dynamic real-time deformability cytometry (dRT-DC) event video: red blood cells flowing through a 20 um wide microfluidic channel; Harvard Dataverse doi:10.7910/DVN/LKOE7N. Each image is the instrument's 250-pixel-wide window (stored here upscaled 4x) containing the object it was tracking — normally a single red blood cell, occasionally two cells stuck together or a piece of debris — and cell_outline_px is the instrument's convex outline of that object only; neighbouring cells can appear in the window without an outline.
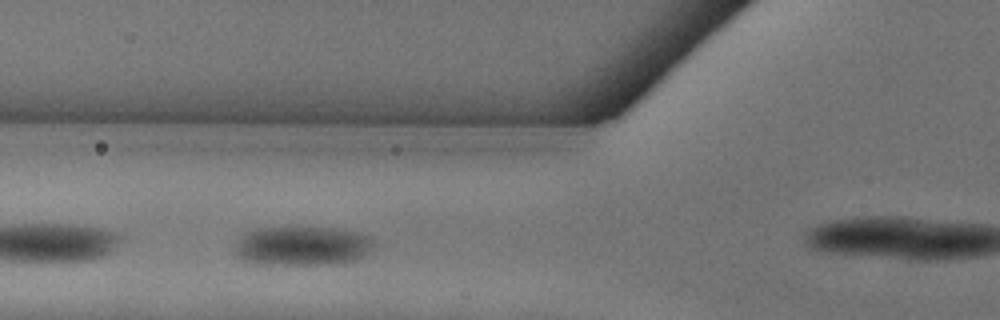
{"species": "common noctule bat (a hibernating species)", "species_latin": "Nyctalus noctula", "temperature_condition": "warm", "stored_images_in_passage": 11, "camera_frame_rate_fps": 3000, "um_per_image_px": 0.085, "animal": {"sex": "female"}, "frame": {"image": 1, "passage_image": 4, "time_ms": 1.0, "image_size_px": [1000, 320], "cell_outline_px": [[368, 244], [360, 256], [352, 260], [332, 264], [264, 264], [244, 260], [236, 252], [236, 248], [240, 236], [244, 232], [256, 228], [336, 228], [356, 232], [368, 236]], "centroid_in_image_um": [25.57, 20.89], "position_along_channel_um": 100.2, "area_um2": 30.58}}
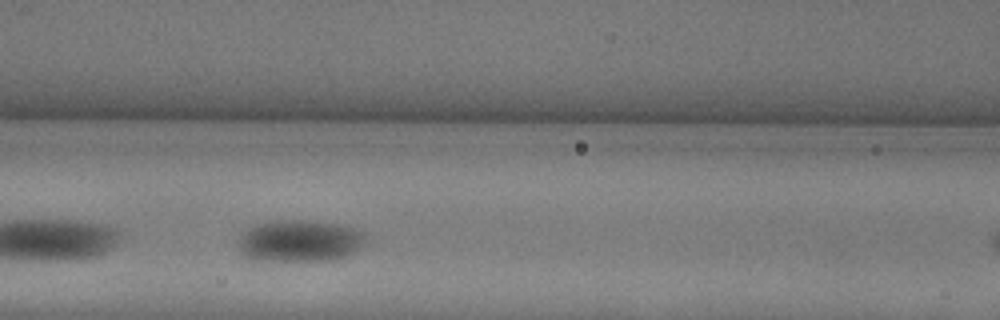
{"frame": {"image": 2, "passage_image": 7, "time_ms": 2.0, "image_size_px": [1000, 320], "cell_outline_px": [[364, 240], [356, 252], [352, 256], [328, 260], [252, 260], [244, 256], [240, 252], [240, 240], [244, 232], [256, 224], [280, 220], [300, 220], [332, 224], [352, 228], [364, 232]], "centroid_in_image_um": [25.48, 20.5], "position_along_channel_um": 141.1, "area_um2": 30.52}}
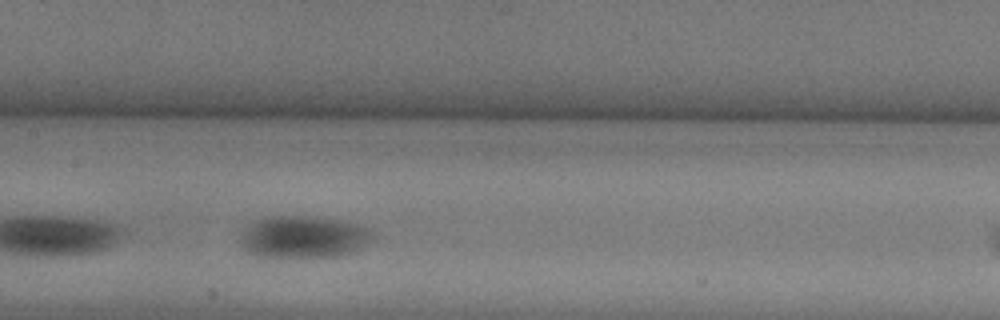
{"frame": {"image": 3, "passage_image": 10, "time_ms": 3.0, "image_size_px": [1000, 320], "cell_outline_px": [[368, 236], [356, 248], [340, 256], [264, 256], [248, 252], [244, 248], [244, 232], [248, 224], [256, 220], [272, 216], [300, 216], [340, 220], [364, 228], [368, 232]], "centroid_in_image_um": [25.68, 20.12], "position_along_channel_um": 181.7, "area_um2": 30.46}}